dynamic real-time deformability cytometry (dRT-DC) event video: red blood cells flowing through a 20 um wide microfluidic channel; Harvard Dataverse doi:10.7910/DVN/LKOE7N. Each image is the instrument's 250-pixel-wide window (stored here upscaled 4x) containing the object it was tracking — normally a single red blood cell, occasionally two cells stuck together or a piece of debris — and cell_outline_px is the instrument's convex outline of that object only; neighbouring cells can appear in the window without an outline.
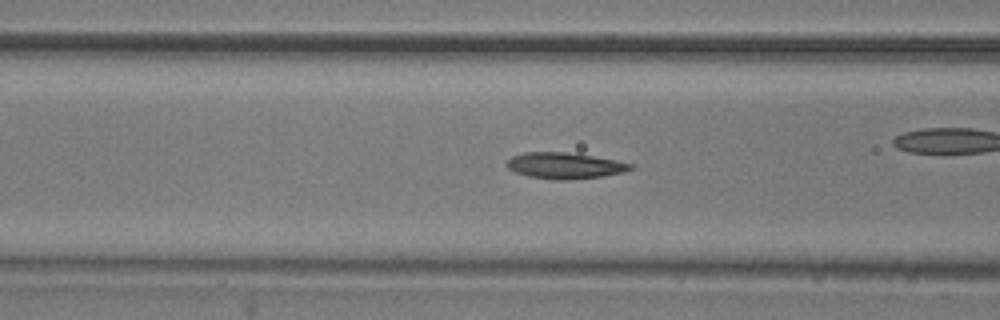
{"species": "common noctule bat (a hibernating species)", "species_latin": "Nyctalus noctula", "temperature_condition": "room temperature", "stored_images_in_passage": 39, "camera_frame_rate_fps": 3000, "um_per_image_px": 0.085, "animal": {"sex": "male", "body_mass_g": 20.5, "forearm_length_mm": 52.5}, "frame": {"image": 1, "passage_image": 12, "time_ms": 3.667, "image_size_px": [1000, 320], "cell_outline_px": [[636, 168], [624, 172], [600, 176], [568, 180], [552, 180], [528, 176], [516, 172], [508, 168], [504, 164], [512, 156], [524, 152], [564, 152], [592, 156], [636, 164]], "centroid_in_image_um": [48.01, 14.08], "position_along_channel_um": 118.6, "area_um2": 18.9}}
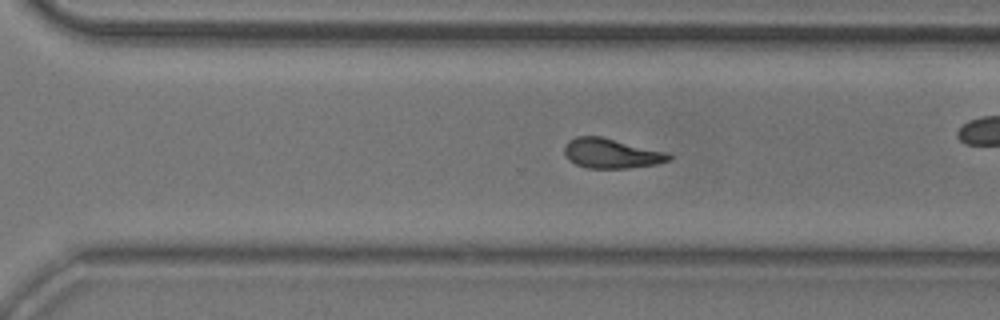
{"frame": {"image": 2, "passage_image": 28, "time_ms": 9.0, "image_size_px": [1000, 320], "cell_outline_px": [[672, 156], [668, 160], [656, 164], [628, 168], [588, 168], [576, 164], [568, 160], [564, 152], [564, 144], [568, 140], [576, 136], [600, 136], [668, 152]], "centroid_in_image_um": [51.93, 13.03], "position_along_channel_um": 318.7, "area_um2": 18.15}, "authors_computed_cell_mechanics": {"area_um2": 18.6116, "velocity_mm_per_s": 3.7601, "shape_relaxation_time_tau1_ms": 5.6102, "shape_relaxation_time_tau2_ms": 3.311, "deformation_change_tau1": 0.1664, "deformation_change_tau2": 0.091}}